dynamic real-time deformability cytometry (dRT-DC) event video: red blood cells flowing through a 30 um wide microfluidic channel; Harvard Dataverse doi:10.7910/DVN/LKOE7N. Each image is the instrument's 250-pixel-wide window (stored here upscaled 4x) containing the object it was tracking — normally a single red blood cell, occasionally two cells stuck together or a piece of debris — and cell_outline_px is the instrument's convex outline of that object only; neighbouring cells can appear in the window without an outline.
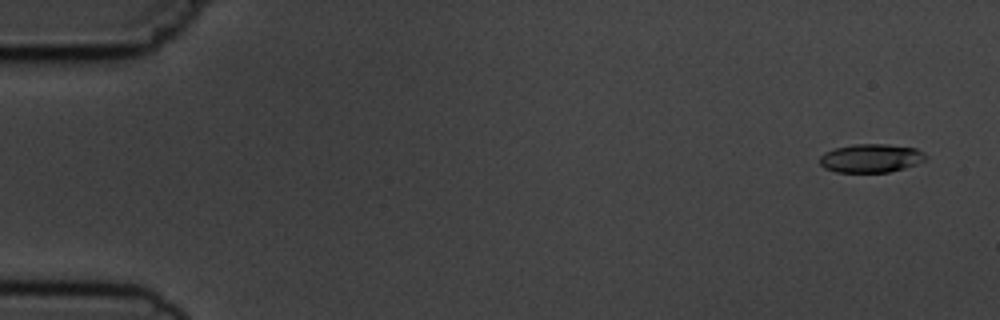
{"species": "common noctule bat (a hibernating species)", "species_latin": "Nyctalus noctula", "temperature_condition": "cold", "stored_images_in_passage": 5, "camera_frame_rate_fps": 3000, "um_per_image_px": 0.085, "animal": {"sex": "male", "body_mass_g": 19.5, "forearm_length_mm": 54.6}, "frame": {"image": 1, "passage_image": 1, "time_ms": 0.0, "image_size_px": [1000, 320], "cell_outline_px": [[928, 156], [924, 160], [916, 164], [904, 168], [888, 172], [836, 172], [824, 168], [820, 164], [820, 156], [824, 152], [836, 148], [852, 144], [888, 144], [916, 148], [924, 152]], "centroid_in_image_um": [74.03, 13.44], "position_along_channel_um": 11.0, "area_um2": 17.69}}
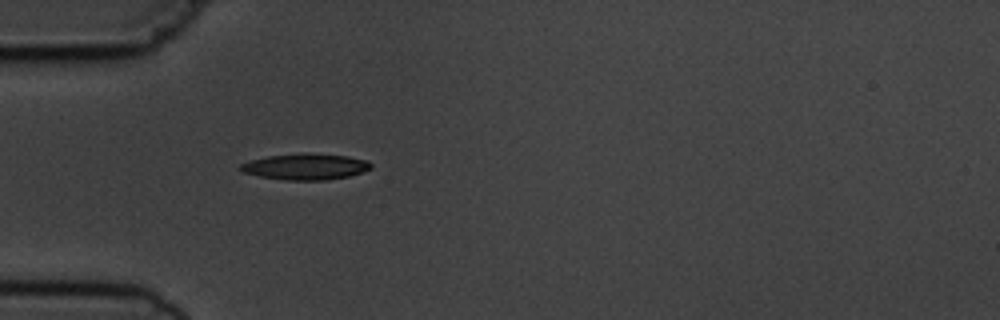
{"frame": {"image": 2, "passage_image": 5, "time_ms": 4.667, "image_size_px": [1000, 320], "cell_outline_px": [[372, 168], [364, 172], [348, 176], [324, 180], [284, 180], [260, 176], [244, 172], [240, 168], [240, 164], [252, 160], [268, 156], [304, 152], [348, 156], [368, 160], [372, 164]], "centroid_in_image_um": [26.02, 14.15], "position_along_channel_um": 59.0, "area_um2": 19.88}}